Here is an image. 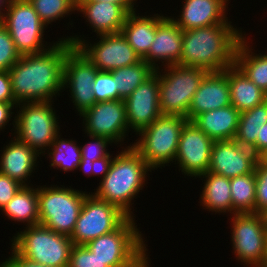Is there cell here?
Masks as SVG:
<instances>
[{
    "label": "cell",
    "mask_w": 267,
    "mask_h": 267,
    "mask_svg": "<svg viewBox=\"0 0 267 267\" xmlns=\"http://www.w3.org/2000/svg\"><path fill=\"white\" fill-rule=\"evenodd\" d=\"M117 82L110 72H98L92 85L96 102L120 100Z\"/></svg>",
    "instance_id": "d590c367"
},
{
    "label": "cell",
    "mask_w": 267,
    "mask_h": 267,
    "mask_svg": "<svg viewBox=\"0 0 267 267\" xmlns=\"http://www.w3.org/2000/svg\"><path fill=\"white\" fill-rule=\"evenodd\" d=\"M8 219L26 227L39 224L38 186H22L14 197L2 208Z\"/></svg>",
    "instance_id": "83f0119b"
},
{
    "label": "cell",
    "mask_w": 267,
    "mask_h": 267,
    "mask_svg": "<svg viewBox=\"0 0 267 267\" xmlns=\"http://www.w3.org/2000/svg\"><path fill=\"white\" fill-rule=\"evenodd\" d=\"M129 130L135 135L150 126L162 113L159 108V76L155 71L124 99Z\"/></svg>",
    "instance_id": "e0dca14e"
},
{
    "label": "cell",
    "mask_w": 267,
    "mask_h": 267,
    "mask_svg": "<svg viewBox=\"0 0 267 267\" xmlns=\"http://www.w3.org/2000/svg\"><path fill=\"white\" fill-rule=\"evenodd\" d=\"M0 102L17 103L12 93L9 71H0Z\"/></svg>",
    "instance_id": "b9f144b4"
},
{
    "label": "cell",
    "mask_w": 267,
    "mask_h": 267,
    "mask_svg": "<svg viewBox=\"0 0 267 267\" xmlns=\"http://www.w3.org/2000/svg\"><path fill=\"white\" fill-rule=\"evenodd\" d=\"M73 47L68 40L58 39L42 53L20 56L9 69L15 101H54L53 97L63 92L65 57Z\"/></svg>",
    "instance_id": "6da1fadb"
},
{
    "label": "cell",
    "mask_w": 267,
    "mask_h": 267,
    "mask_svg": "<svg viewBox=\"0 0 267 267\" xmlns=\"http://www.w3.org/2000/svg\"><path fill=\"white\" fill-rule=\"evenodd\" d=\"M98 72L99 70L77 47H73L66 54L63 90L69 88L73 107L79 116L96 103L92 85Z\"/></svg>",
    "instance_id": "9a60e30c"
},
{
    "label": "cell",
    "mask_w": 267,
    "mask_h": 267,
    "mask_svg": "<svg viewBox=\"0 0 267 267\" xmlns=\"http://www.w3.org/2000/svg\"><path fill=\"white\" fill-rule=\"evenodd\" d=\"M232 208L236 213H255L256 172L230 179Z\"/></svg>",
    "instance_id": "1f68e13d"
},
{
    "label": "cell",
    "mask_w": 267,
    "mask_h": 267,
    "mask_svg": "<svg viewBox=\"0 0 267 267\" xmlns=\"http://www.w3.org/2000/svg\"><path fill=\"white\" fill-rule=\"evenodd\" d=\"M10 251V257L6 258L5 261L3 260V262H0V267H49L23 258L12 247L10 248Z\"/></svg>",
    "instance_id": "60d3db41"
},
{
    "label": "cell",
    "mask_w": 267,
    "mask_h": 267,
    "mask_svg": "<svg viewBox=\"0 0 267 267\" xmlns=\"http://www.w3.org/2000/svg\"><path fill=\"white\" fill-rule=\"evenodd\" d=\"M80 37L75 35L60 39H66L77 47L100 72H111L142 60L121 32L97 35L99 39L93 44Z\"/></svg>",
    "instance_id": "8fae6325"
},
{
    "label": "cell",
    "mask_w": 267,
    "mask_h": 267,
    "mask_svg": "<svg viewBox=\"0 0 267 267\" xmlns=\"http://www.w3.org/2000/svg\"><path fill=\"white\" fill-rule=\"evenodd\" d=\"M231 243L236 260L250 267H264L267 230L260 213H235L231 217Z\"/></svg>",
    "instance_id": "7c38bea8"
},
{
    "label": "cell",
    "mask_w": 267,
    "mask_h": 267,
    "mask_svg": "<svg viewBox=\"0 0 267 267\" xmlns=\"http://www.w3.org/2000/svg\"><path fill=\"white\" fill-rule=\"evenodd\" d=\"M74 2V4L77 6L79 5L81 2L86 1V0H72Z\"/></svg>",
    "instance_id": "681fc988"
},
{
    "label": "cell",
    "mask_w": 267,
    "mask_h": 267,
    "mask_svg": "<svg viewBox=\"0 0 267 267\" xmlns=\"http://www.w3.org/2000/svg\"><path fill=\"white\" fill-rule=\"evenodd\" d=\"M61 133L51 143V147L47 150V159H50L49 166L53 169H60V171L73 172L74 170H81L88 177L92 175L83 167L81 158V149L78 143L72 139L61 138ZM49 154V155H48Z\"/></svg>",
    "instance_id": "f546056e"
},
{
    "label": "cell",
    "mask_w": 267,
    "mask_h": 267,
    "mask_svg": "<svg viewBox=\"0 0 267 267\" xmlns=\"http://www.w3.org/2000/svg\"><path fill=\"white\" fill-rule=\"evenodd\" d=\"M11 1L12 0H0V21L4 18Z\"/></svg>",
    "instance_id": "7dc6e473"
},
{
    "label": "cell",
    "mask_w": 267,
    "mask_h": 267,
    "mask_svg": "<svg viewBox=\"0 0 267 267\" xmlns=\"http://www.w3.org/2000/svg\"><path fill=\"white\" fill-rule=\"evenodd\" d=\"M137 11L130 12L122 26L121 33L127 42L141 57L148 53L155 38L157 25L166 17L163 14L139 15Z\"/></svg>",
    "instance_id": "d4e9b609"
},
{
    "label": "cell",
    "mask_w": 267,
    "mask_h": 267,
    "mask_svg": "<svg viewBox=\"0 0 267 267\" xmlns=\"http://www.w3.org/2000/svg\"><path fill=\"white\" fill-rule=\"evenodd\" d=\"M88 194L71 186H38L39 224L70 237Z\"/></svg>",
    "instance_id": "ba28073f"
},
{
    "label": "cell",
    "mask_w": 267,
    "mask_h": 267,
    "mask_svg": "<svg viewBox=\"0 0 267 267\" xmlns=\"http://www.w3.org/2000/svg\"><path fill=\"white\" fill-rule=\"evenodd\" d=\"M231 104L241 113L267 99V93L257 87L235 64L229 67Z\"/></svg>",
    "instance_id": "4316f807"
},
{
    "label": "cell",
    "mask_w": 267,
    "mask_h": 267,
    "mask_svg": "<svg viewBox=\"0 0 267 267\" xmlns=\"http://www.w3.org/2000/svg\"><path fill=\"white\" fill-rule=\"evenodd\" d=\"M52 102H21L16 106L17 114L12 121L14 127L12 135L40 156L44 155L60 134L59 119Z\"/></svg>",
    "instance_id": "52a82bcc"
},
{
    "label": "cell",
    "mask_w": 267,
    "mask_h": 267,
    "mask_svg": "<svg viewBox=\"0 0 267 267\" xmlns=\"http://www.w3.org/2000/svg\"><path fill=\"white\" fill-rule=\"evenodd\" d=\"M135 222L128 217L116 230L84 246L108 267H149L148 245Z\"/></svg>",
    "instance_id": "277c9868"
},
{
    "label": "cell",
    "mask_w": 267,
    "mask_h": 267,
    "mask_svg": "<svg viewBox=\"0 0 267 267\" xmlns=\"http://www.w3.org/2000/svg\"><path fill=\"white\" fill-rule=\"evenodd\" d=\"M257 155L252 148H246L234 139L214 141L208 172L234 178L255 170Z\"/></svg>",
    "instance_id": "ac0fdd59"
},
{
    "label": "cell",
    "mask_w": 267,
    "mask_h": 267,
    "mask_svg": "<svg viewBox=\"0 0 267 267\" xmlns=\"http://www.w3.org/2000/svg\"><path fill=\"white\" fill-rule=\"evenodd\" d=\"M11 247L23 258L49 267H68L73 241L44 225L24 227L12 237Z\"/></svg>",
    "instance_id": "5b68a950"
},
{
    "label": "cell",
    "mask_w": 267,
    "mask_h": 267,
    "mask_svg": "<svg viewBox=\"0 0 267 267\" xmlns=\"http://www.w3.org/2000/svg\"><path fill=\"white\" fill-rule=\"evenodd\" d=\"M155 70L143 59L137 64L121 67L111 71L116 80L120 99H125L146 79H148Z\"/></svg>",
    "instance_id": "d6a6232c"
},
{
    "label": "cell",
    "mask_w": 267,
    "mask_h": 267,
    "mask_svg": "<svg viewBox=\"0 0 267 267\" xmlns=\"http://www.w3.org/2000/svg\"><path fill=\"white\" fill-rule=\"evenodd\" d=\"M267 166V147L257 155V164Z\"/></svg>",
    "instance_id": "bcb514c9"
},
{
    "label": "cell",
    "mask_w": 267,
    "mask_h": 267,
    "mask_svg": "<svg viewBox=\"0 0 267 267\" xmlns=\"http://www.w3.org/2000/svg\"><path fill=\"white\" fill-rule=\"evenodd\" d=\"M240 114L231 104L224 108L203 112L192 122L213 141L232 140L237 133Z\"/></svg>",
    "instance_id": "cb8c5ba5"
},
{
    "label": "cell",
    "mask_w": 267,
    "mask_h": 267,
    "mask_svg": "<svg viewBox=\"0 0 267 267\" xmlns=\"http://www.w3.org/2000/svg\"><path fill=\"white\" fill-rule=\"evenodd\" d=\"M267 123V99L254 108L241 112L234 140L246 148H252L261 139V130Z\"/></svg>",
    "instance_id": "4dcf8cb0"
},
{
    "label": "cell",
    "mask_w": 267,
    "mask_h": 267,
    "mask_svg": "<svg viewBox=\"0 0 267 267\" xmlns=\"http://www.w3.org/2000/svg\"><path fill=\"white\" fill-rule=\"evenodd\" d=\"M77 12L82 13L96 35L121 32L129 12L120 4L110 2H81Z\"/></svg>",
    "instance_id": "603a6c76"
},
{
    "label": "cell",
    "mask_w": 267,
    "mask_h": 267,
    "mask_svg": "<svg viewBox=\"0 0 267 267\" xmlns=\"http://www.w3.org/2000/svg\"><path fill=\"white\" fill-rule=\"evenodd\" d=\"M261 217H262V220H263V223H264V227L266 228L267 230V207H265L261 212Z\"/></svg>",
    "instance_id": "c3c4849f"
},
{
    "label": "cell",
    "mask_w": 267,
    "mask_h": 267,
    "mask_svg": "<svg viewBox=\"0 0 267 267\" xmlns=\"http://www.w3.org/2000/svg\"><path fill=\"white\" fill-rule=\"evenodd\" d=\"M198 178L204 179V187L200 195L202 209L216 213H229L230 217L236 212L232 208L230 179L225 176L206 172ZM205 207V208H203ZM232 214V215H231Z\"/></svg>",
    "instance_id": "484cf974"
},
{
    "label": "cell",
    "mask_w": 267,
    "mask_h": 267,
    "mask_svg": "<svg viewBox=\"0 0 267 267\" xmlns=\"http://www.w3.org/2000/svg\"><path fill=\"white\" fill-rule=\"evenodd\" d=\"M230 0H184L180 14L171 19L183 30L228 24V2ZM179 17V18H178Z\"/></svg>",
    "instance_id": "44dd1931"
},
{
    "label": "cell",
    "mask_w": 267,
    "mask_h": 267,
    "mask_svg": "<svg viewBox=\"0 0 267 267\" xmlns=\"http://www.w3.org/2000/svg\"><path fill=\"white\" fill-rule=\"evenodd\" d=\"M122 149L93 174L101 175V180L96 192L91 193L96 198L118 207L128 217L134 218L135 214L131 211L134 204L132 202L137 194L142 192L140 190L146 185L148 172H152V169L131 144Z\"/></svg>",
    "instance_id": "7a4b0ae2"
},
{
    "label": "cell",
    "mask_w": 267,
    "mask_h": 267,
    "mask_svg": "<svg viewBox=\"0 0 267 267\" xmlns=\"http://www.w3.org/2000/svg\"><path fill=\"white\" fill-rule=\"evenodd\" d=\"M13 138L3 147V150H0V172L22 186H29L31 182L29 178L38 169L37 158L41 156L15 136Z\"/></svg>",
    "instance_id": "7402d4cb"
},
{
    "label": "cell",
    "mask_w": 267,
    "mask_h": 267,
    "mask_svg": "<svg viewBox=\"0 0 267 267\" xmlns=\"http://www.w3.org/2000/svg\"><path fill=\"white\" fill-rule=\"evenodd\" d=\"M22 187L17 181L0 172V210L14 197Z\"/></svg>",
    "instance_id": "ab89813d"
},
{
    "label": "cell",
    "mask_w": 267,
    "mask_h": 267,
    "mask_svg": "<svg viewBox=\"0 0 267 267\" xmlns=\"http://www.w3.org/2000/svg\"><path fill=\"white\" fill-rule=\"evenodd\" d=\"M187 121L178 115H161L136 134L139 138L131 146L153 171L170 166V162H175L181 131Z\"/></svg>",
    "instance_id": "8992f818"
},
{
    "label": "cell",
    "mask_w": 267,
    "mask_h": 267,
    "mask_svg": "<svg viewBox=\"0 0 267 267\" xmlns=\"http://www.w3.org/2000/svg\"><path fill=\"white\" fill-rule=\"evenodd\" d=\"M256 202L255 213L267 207V166L256 165Z\"/></svg>",
    "instance_id": "f35d334b"
},
{
    "label": "cell",
    "mask_w": 267,
    "mask_h": 267,
    "mask_svg": "<svg viewBox=\"0 0 267 267\" xmlns=\"http://www.w3.org/2000/svg\"><path fill=\"white\" fill-rule=\"evenodd\" d=\"M20 56L10 33L0 22V71H9L20 59Z\"/></svg>",
    "instance_id": "8d00e7d4"
},
{
    "label": "cell",
    "mask_w": 267,
    "mask_h": 267,
    "mask_svg": "<svg viewBox=\"0 0 267 267\" xmlns=\"http://www.w3.org/2000/svg\"><path fill=\"white\" fill-rule=\"evenodd\" d=\"M18 103H5L0 102V131H4L6 125L11 121L12 115L15 112H12L16 108Z\"/></svg>",
    "instance_id": "7bdbcfd3"
},
{
    "label": "cell",
    "mask_w": 267,
    "mask_h": 267,
    "mask_svg": "<svg viewBox=\"0 0 267 267\" xmlns=\"http://www.w3.org/2000/svg\"><path fill=\"white\" fill-rule=\"evenodd\" d=\"M0 22L10 33L16 50L21 56L42 53L57 42L52 41L53 43L47 46L48 42L45 43L44 40L47 26L40 20L28 0H12Z\"/></svg>",
    "instance_id": "30bf717a"
},
{
    "label": "cell",
    "mask_w": 267,
    "mask_h": 267,
    "mask_svg": "<svg viewBox=\"0 0 267 267\" xmlns=\"http://www.w3.org/2000/svg\"><path fill=\"white\" fill-rule=\"evenodd\" d=\"M110 2V3H115V4H120L123 6L129 13L136 11L135 5L137 0H86L83 2ZM135 7V8H134Z\"/></svg>",
    "instance_id": "ee69618b"
},
{
    "label": "cell",
    "mask_w": 267,
    "mask_h": 267,
    "mask_svg": "<svg viewBox=\"0 0 267 267\" xmlns=\"http://www.w3.org/2000/svg\"><path fill=\"white\" fill-rule=\"evenodd\" d=\"M81 117L85 135L104 137L115 145H121L130 132L123 99L96 102Z\"/></svg>",
    "instance_id": "5bb4252c"
},
{
    "label": "cell",
    "mask_w": 267,
    "mask_h": 267,
    "mask_svg": "<svg viewBox=\"0 0 267 267\" xmlns=\"http://www.w3.org/2000/svg\"><path fill=\"white\" fill-rule=\"evenodd\" d=\"M39 15L40 20L47 26L59 18L75 13L77 6L72 0H28ZM71 12V13H70ZM69 14V15H68Z\"/></svg>",
    "instance_id": "e575fe53"
},
{
    "label": "cell",
    "mask_w": 267,
    "mask_h": 267,
    "mask_svg": "<svg viewBox=\"0 0 267 267\" xmlns=\"http://www.w3.org/2000/svg\"><path fill=\"white\" fill-rule=\"evenodd\" d=\"M213 143L207 134L188 120L181 131L175 156L179 172L181 170L182 174L194 179L208 172Z\"/></svg>",
    "instance_id": "2e32d148"
},
{
    "label": "cell",
    "mask_w": 267,
    "mask_h": 267,
    "mask_svg": "<svg viewBox=\"0 0 267 267\" xmlns=\"http://www.w3.org/2000/svg\"><path fill=\"white\" fill-rule=\"evenodd\" d=\"M245 38L244 35L236 48L234 64L257 87L267 93V58L261 53L256 54L252 45L250 46V41Z\"/></svg>",
    "instance_id": "f1b7e54d"
},
{
    "label": "cell",
    "mask_w": 267,
    "mask_h": 267,
    "mask_svg": "<svg viewBox=\"0 0 267 267\" xmlns=\"http://www.w3.org/2000/svg\"><path fill=\"white\" fill-rule=\"evenodd\" d=\"M231 105L229 67L224 71L208 72L193 96L186 118L192 121L197 115Z\"/></svg>",
    "instance_id": "ffe728a7"
},
{
    "label": "cell",
    "mask_w": 267,
    "mask_h": 267,
    "mask_svg": "<svg viewBox=\"0 0 267 267\" xmlns=\"http://www.w3.org/2000/svg\"><path fill=\"white\" fill-rule=\"evenodd\" d=\"M267 147V123L261 130V139H257L256 144L252 147L253 152L258 155Z\"/></svg>",
    "instance_id": "f6af8a7d"
},
{
    "label": "cell",
    "mask_w": 267,
    "mask_h": 267,
    "mask_svg": "<svg viewBox=\"0 0 267 267\" xmlns=\"http://www.w3.org/2000/svg\"><path fill=\"white\" fill-rule=\"evenodd\" d=\"M231 23L183 31L181 65L208 72L224 71L234 65L236 48L246 33Z\"/></svg>",
    "instance_id": "3957f363"
},
{
    "label": "cell",
    "mask_w": 267,
    "mask_h": 267,
    "mask_svg": "<svg viewBox=\"0 0 267 267\" xmlns=\"http://www.w3.org/2000/svg\"><path fill=\"white\" fill-rule=\"evenodd\" d=\"M183 30L168 15L157 25L155 38L142 58L154 70L181 65ZM161 66H158V63ZM158 62V63H157ZM165 62V63H164Z\"/></svg>",
    "instance_id": "d6986e66"
},
{
    "label": "cell",
    "mask_w": 267,
    "mask_h": 267,
    "mask_svg": "<svg viewBox=\"0 0 267 267\" xmlns=\"http://www.w3.org/2000/svg\"><path fill=\"white\" fill-rule=\"evenodd\" d=\"M128 216L118 207L96 198L85 197L75 228L70 236L74 245H85L99 236L116 230Z\"/></svg>",
    "instance_id": "4fadbf2b"
},
{
    "label": "cell",
    "mask_w": 267,
    "mask_h": 267,
    "mask_svg": "<svg viewBox=\"0 0 267 267\" xmlns=\"http://www.w3.org/2000/svg\"><path fill=\"white\" fill-rule=\"evenodd\" d=\"M68 267H108L84 245H73Z\"/></svg>",
    "instance_id": "74e56055"
},
{
    "label": "cell",
    "mask_w": 267,
    "mask_h": 267,
    "mask_svg": "<svg viewBox=\"0 0 267 267\" xmlns=\"http://www.w3.org/2000/svg\"><path fill=\"white\" fill-rule=\"evenodd\" d=\"M155 71L159 76V108L162 115L186 118L193 96L208 71L179 64Z\"/></svg>",
    "instance_id": "9c48e42d"
},
{
    "label": "cell",
    "mask_w": 267,
    "mask_h": 267,
    "mask_svg": "<svg viewBox=\"0 0 267 267\" xmlns=\"http://www.w3.org/2000/svg\"><path fill=\"white\" fill-rule=\"evenodd\" d=\"M87 136L92 141L80 146L81 158L83 167L93 175L110 160L112 155L107 151V148L108 145H113L114 143L104 137Z\"/></svg>",
    "instance_id": "836d02e7"
}]
</instances>
